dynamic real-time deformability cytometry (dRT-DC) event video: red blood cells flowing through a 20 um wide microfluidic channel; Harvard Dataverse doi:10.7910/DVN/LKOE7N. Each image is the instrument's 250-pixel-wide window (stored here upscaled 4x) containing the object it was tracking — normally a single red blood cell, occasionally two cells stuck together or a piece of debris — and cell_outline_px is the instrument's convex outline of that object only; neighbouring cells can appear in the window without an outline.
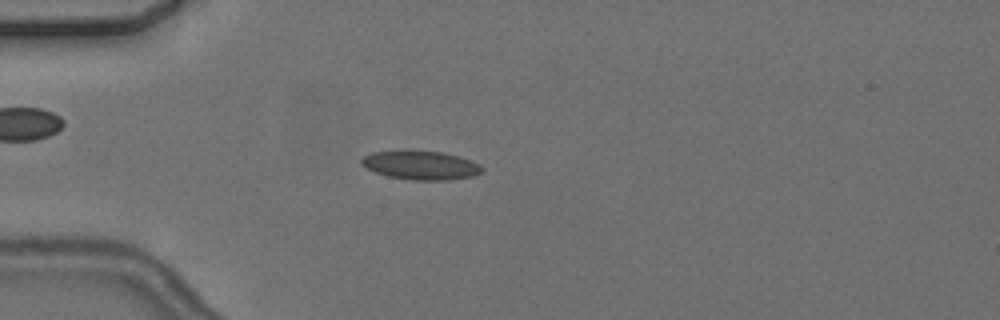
{"species": "common noctule bat (a hibernating species)", "species_latin": "Nyctalus noctula", "temperature_condition": "cold", "stored_images_in_passage": 5, "camera_frame_rate_fps": 3000, "um_per_image_px": 0.085, "animal": {"sex": "female", "body_mass_g": 24.6, "forearm_length_mm": 56.2}, "frame": {"image": 1, "passage_image": 5, "time_ms": 5.0, "image_size_px": [1000, 320], "cell_outline_px": [[484, 168], [476, 176], [444, 180], [412, 180], [388, 176], [376, 172], [360, 164], [360, 160], [364, 156], [372, 152], [412, 148], [444, 152], [460, 156], [472, 160], [480, 164]], "centroid_in_image_um": [35.77, 14.0], "position_along_channel_um": 49.2, "area_um2": 20.92}}